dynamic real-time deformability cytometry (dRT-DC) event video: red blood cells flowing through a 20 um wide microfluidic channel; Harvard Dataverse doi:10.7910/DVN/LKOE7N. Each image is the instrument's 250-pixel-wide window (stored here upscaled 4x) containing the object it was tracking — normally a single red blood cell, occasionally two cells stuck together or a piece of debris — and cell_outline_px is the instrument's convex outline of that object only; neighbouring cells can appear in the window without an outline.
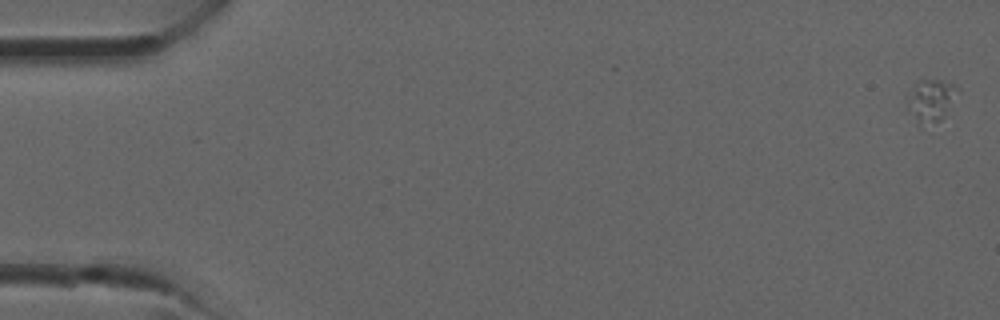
{"species": "common noctule bat (a hibernating species)", "species_latin": "Nyctalus noctula", "temperature_condition": "room temperature", "stored_images_in_passage": 38, "camera_frame_rate_fps": 3000, "um_per_image_px": 0.085, "animal": {"sex": "male", "forearm_length_mm": 52.5}, "frame": {"image": 1, "passage_image": 1, "time_ms": 0.0, "image_size_px": [1000, 320], "cell_outline_px": [[960, 88], [944, 116], [940, 120], [920, 120], [908, 108], [904, 96], [920, 80], [944, 80], [956, 84]], "centroid_in_image_um": [79.15, 8.4], "position_along_channel_um": 5.8, "area_um2": 11.73}}
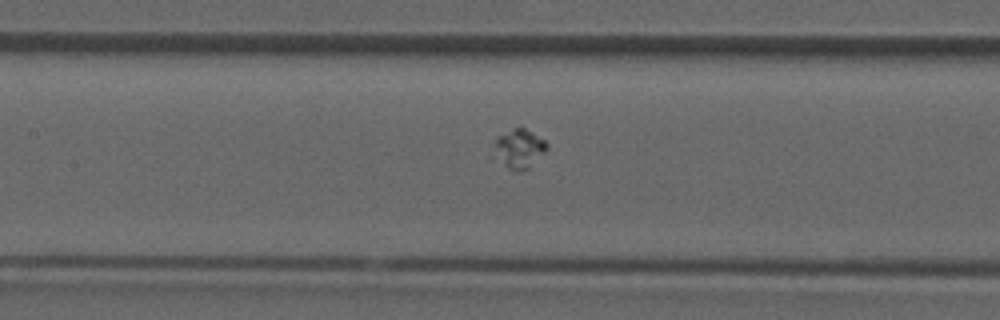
{"frame": {"image": 2, "passage_image": 18, "time_ms": 5.667, "image_size_px": [1000, 320], "cell_outline_px": [[548, 148], [528, 168], [520, 172], [516, 172], [508, 168], [504, 164], [496, 144], [496, 136], [516, 128], [524, 128], [544, 140], [548, 144]], "centroid_in_image_um": [44.21, 12.63], "position_along_channel_um": 163.2, "area_um2": 11.21}}
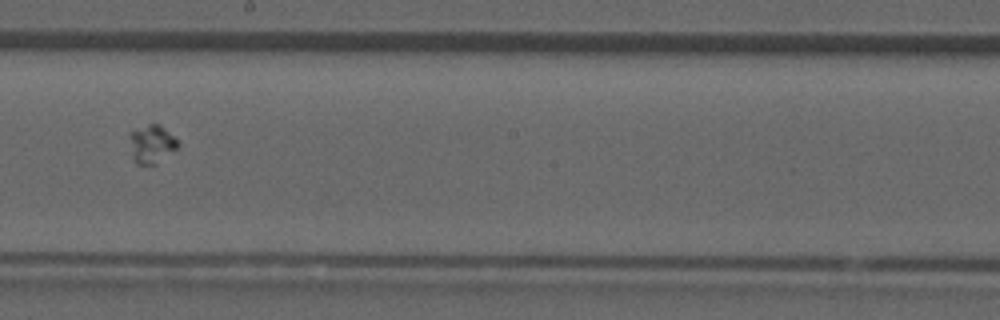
{"frame": {"image": 3, "passage_image": 22, "time_ms": 7.0, "image_size_px": [1000, 320], "cell_outline_px": [[180, 144], [176, 148], [156, 164], [136, 164], [132, 160], [128, 132], [148, 124], [160, 124]], "centroid_in_image_um": [12.83, 12.25], "position_along_channel_um": 235.4, "area_um2": 10.75}}